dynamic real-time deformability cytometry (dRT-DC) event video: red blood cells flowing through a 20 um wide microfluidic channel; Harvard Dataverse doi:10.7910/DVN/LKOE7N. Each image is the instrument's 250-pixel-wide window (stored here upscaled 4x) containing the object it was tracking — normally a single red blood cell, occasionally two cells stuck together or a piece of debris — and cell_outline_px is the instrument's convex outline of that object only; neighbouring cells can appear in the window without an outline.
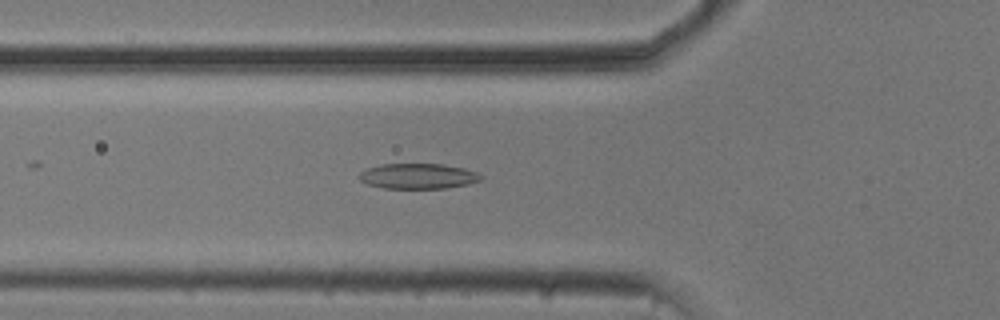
{"species": "common noctule bat (a hibernating species)", "species_latin": "Nyctalus noctula", "temperature_condition": "cold", "stored_images_in_passage": 53, "camera_frame_rate_fps": 3000, "um_per_image_px": 0.085, "animal": {"sex": "male", "body_mass_g": 20.5, "forearm_length_mm": 52.5}, "frame": {"image": 1, "passage_image": 18, "time_ms": 5.667, "image_size_px": [1000, 320], "cell_outline_px": [[484, 176], [480, 180], [468, 184], [448, 188], [384, 188], [368, 184], [360, 180], [360, 172], [364, 168], [380, 164], [444, 164], [464, 168], [476, 172]], "centroid_in_image_um": [35.53, 14.96], "position_along_channel_um": 90.3, "area_um2": 18.03}}
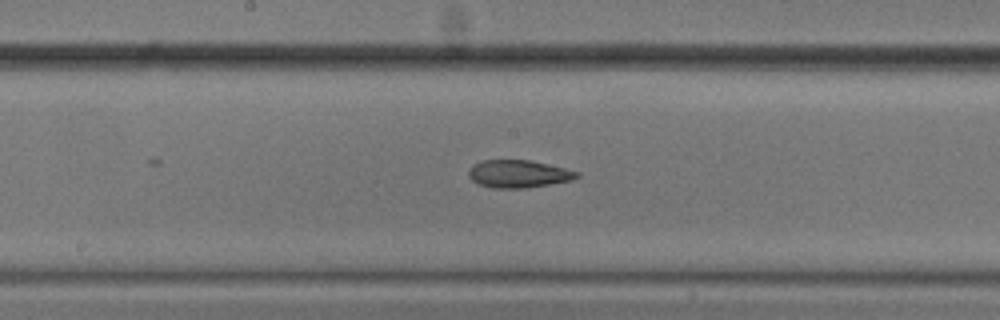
{"frame": {"image": 2, "passage_image": 27, "time_ms": 8.667, "image_size_px": [1000, 320], "cell_outline_px": [[580, 176], [572, 180], [524, 188], [492, 188], [480, 184], [472, 180], [468, 176], [468, 172], [472, 164], [484, 160], [528, 160], [564, 168], [580, 172]], "centroid_in_image_um": [44.05, 14.78], "position_along_channel_um": 204.1, "area_um2": 17.28}}
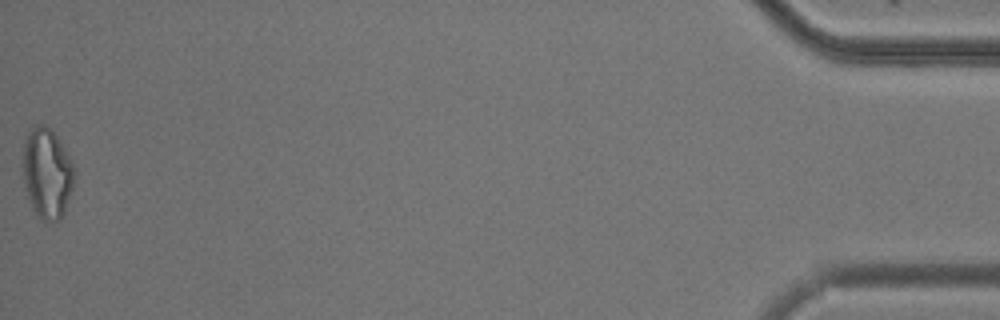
{"frame": {"image": 3, "passage_image": 53, "time_ms": 17.333, "image_size_px": [1000, 320], "cell_outline_px": [[72, 188], [64, 212], [60, 220], [48, 224], [32, 208], [24, 184], [24, 136], [32, 124], [44, 124], [60, 140], [72, 164]], "centroid_in_image_um": [3.97, 14.71], "position_along_channel_um": 431.2, "area_um2": 26.65}, "authors_computed_cell_mechanics": {"area_um2": 19.2474, "velocity_mm_per_s": 3.7513, "shape_relaxation_time_tau1_ms": 3.7412, "shape_relaxation_time_tau2_ms": 3.4237, "deformation_change_tau1": 0.1252, "deformation_change_tau2": 0.1209}}